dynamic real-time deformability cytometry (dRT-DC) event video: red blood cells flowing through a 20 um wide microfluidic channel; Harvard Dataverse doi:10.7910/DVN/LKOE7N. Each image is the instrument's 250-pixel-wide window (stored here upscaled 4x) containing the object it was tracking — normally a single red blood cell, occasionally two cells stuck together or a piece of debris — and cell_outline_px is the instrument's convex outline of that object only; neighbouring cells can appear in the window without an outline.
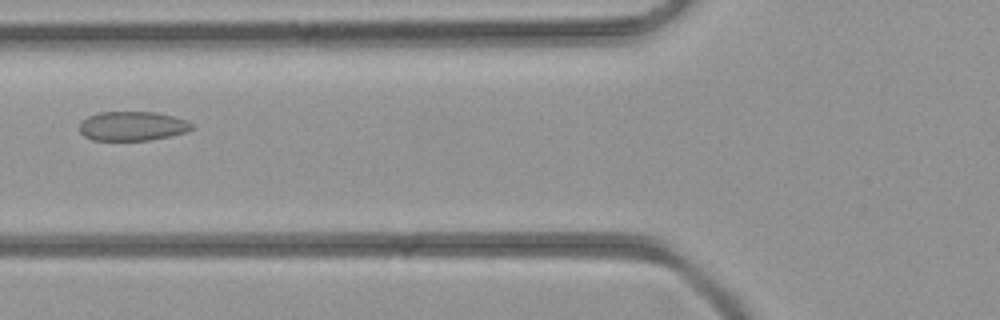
{"species": "common noctule bat (a hibernating species)", "species_latin": "Nyctalus noctula", "temperature_condition": "room temperature", "stored_images_in_passage": 32, "camera_frame_rate_fps": 3000, "um_per_image_px": 0.085, "animal": {"sex": "female", "body_mass_g": 21.9}, "frame": {"image": 1, "passage_image": 7, "time_ms": 2.0, "image_size_px": [1000, 320], "cell_outline_px": [[192, 128], [188, 132], [148, 140], [92, 140], [84, 136], [80, 132], [80, 124], [88, 116], [100, 112], [156, 112], [172, 116], [184, 120], [192, 124]], "centroid_in_image_um": [11.23, 10.72], "position_along_channel_um": 114.6, "area_um2": 18.96}}
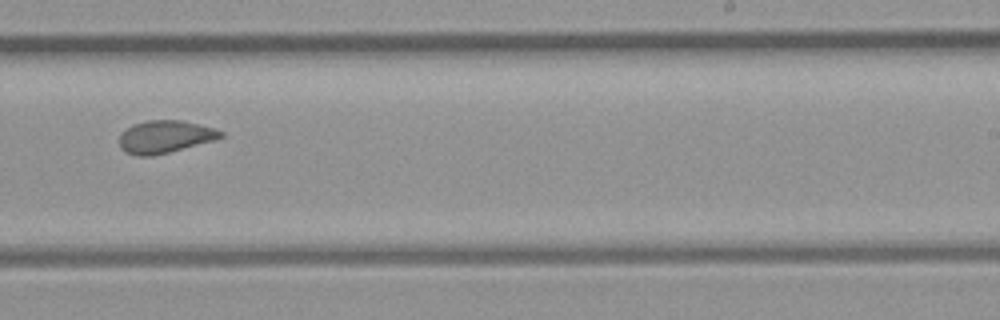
{"frame": {"image": 2, "passage_image": 17, "time_ms": 5.333, "image_size_px": [1000, 320], "cell_outline_px": [[224, 136], [216, 140], [152, 156], [136, 156], [124, 152], [120, 148], [120, 136], [132, 124], [148, 120], [184, 120], [212, 128], [224, 132]], "centroid_in_image_um": [14.03, 11.63], "position_along_channel_um": 275.0, "area_um2": 19.19}}
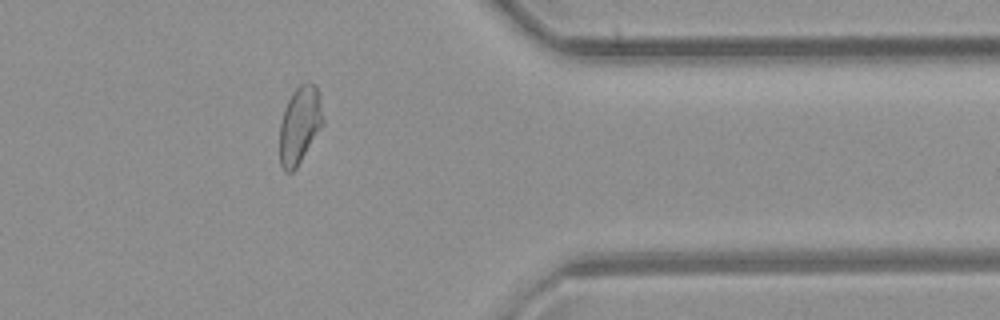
{"frame": {"image": 3, "passage_image": 25, "time_ms": 8.0, "image_size_px": [1000, 320], "cell_outline_px": [[324, 124], [296, 168], [292, 172], [284, 172], [280, 164], [280, 124], [284, 108], [292, 92], [300, 84], [308, 80], [316, 84], [320, 92], [324, 120]], "centroid_in_image_um": [25.5, 10.57], "position_along_channel_um": 385.9, "area_um2": 19.94}}